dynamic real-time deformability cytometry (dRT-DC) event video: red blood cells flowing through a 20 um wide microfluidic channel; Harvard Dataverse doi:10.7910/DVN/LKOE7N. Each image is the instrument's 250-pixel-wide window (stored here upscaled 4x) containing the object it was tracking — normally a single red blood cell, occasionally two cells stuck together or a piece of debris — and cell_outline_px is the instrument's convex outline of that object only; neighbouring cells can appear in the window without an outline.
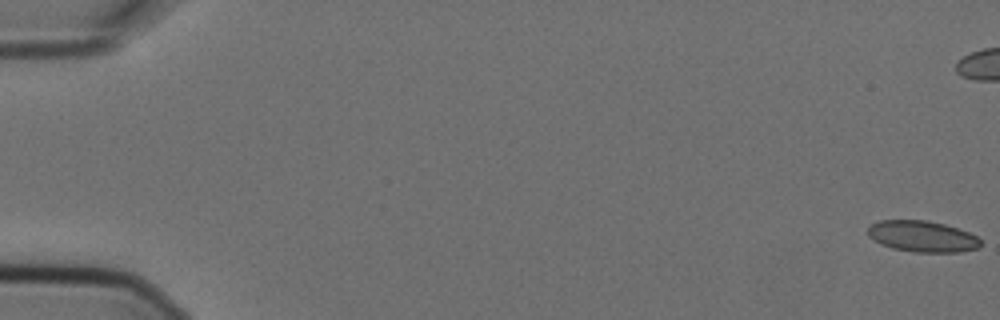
{"species": "Egyptian fruit bat (a non-hibernating species)", "species_latin": "Rousettus aegyptiacus", "temperature_condition": "cold", "stored_images_in_passage": 7, "camera_frame_rate_fps": 3000, "um_per_image_px": 0.085, "animal": {"sex": "female"}, "frame": {"image": 1, "passage_image": 1, "time_ms": 0.0, "image_size_px": [1000, 320], "cell_outline_px": [[980, 248], [960, 252], [916, 252], [892, 248], [880, 244], [872, 240], [868, 236], [868, 228], [872, 224], [880, 220], [928, 220], [944, 224], [968, 232], [976, 236], [980, 240]], "centroid_in_image_um": [78.38, 20.09], "position_along_channel_um": 6.6, "area_um2": 20.52}}
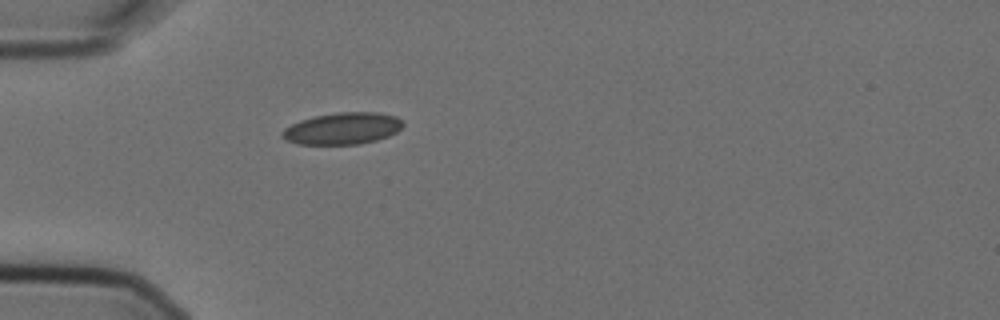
{"frame": {"image": 2, "passage_image": 7, "time_ms": 2.0, "image_size_px": [1000, 320], "cell_outline_px": [[404, 124], [396, 132], [388, 136], [376, 140], [360, 144], [296, 144], [280, 136], [280, 132], [284, 128], [300, 120], [316, 116], [340, 112], [376, 112], [396, 116], [404, 120]], "centroid_in_image_um": [29.12, 10.92], "position_along_channel_um": 55.9, "area_um2": 22.37}}